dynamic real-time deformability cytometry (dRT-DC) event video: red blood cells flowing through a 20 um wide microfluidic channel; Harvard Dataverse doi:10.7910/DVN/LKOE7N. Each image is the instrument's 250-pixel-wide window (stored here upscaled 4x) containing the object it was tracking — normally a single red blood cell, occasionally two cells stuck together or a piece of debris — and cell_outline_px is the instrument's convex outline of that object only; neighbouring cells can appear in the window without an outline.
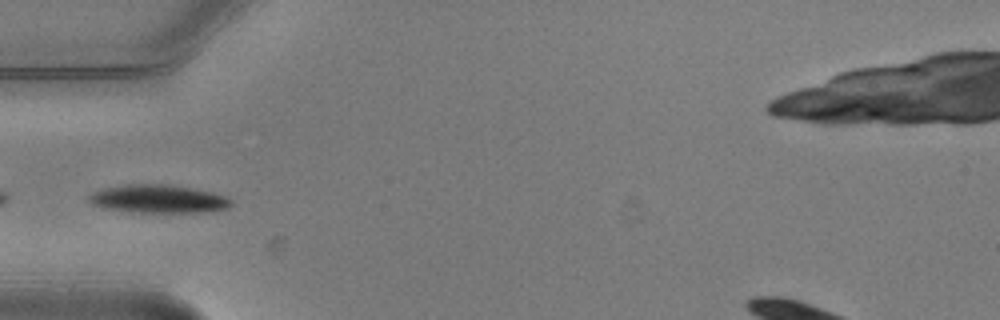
{"species": "common noctule bat (a hibernating species)", "species_latin": "Nyctalus noctula", "temperature_condition": "warm", "stored_images_in_passage": 4, "camera_frame_rate_fps": 3000, "um_per_image_px": 0.085, "animal": {"sex": "male", "body_mass_g": 20.5, "forearm_length_mm": 52.5}, "frame": {"image": 1, "passage_image": 4, "time_ms": 1.0, "image_size_px": [1000, 320], "cell_outline_px": [[232, 204], [228, 208], [212, 212], [128, 212], [100, 208], [92, 204], [88, 200], [88, 196], [92, 192], [104, 188], [128, 184], [168, 184], [192, 188], [212, 192], [228, 196], [232, 200]], "centroid_in_image_um": [13.46, 16.91], "position_along_channel_um": 71.5, "area_um2": 23.76}}